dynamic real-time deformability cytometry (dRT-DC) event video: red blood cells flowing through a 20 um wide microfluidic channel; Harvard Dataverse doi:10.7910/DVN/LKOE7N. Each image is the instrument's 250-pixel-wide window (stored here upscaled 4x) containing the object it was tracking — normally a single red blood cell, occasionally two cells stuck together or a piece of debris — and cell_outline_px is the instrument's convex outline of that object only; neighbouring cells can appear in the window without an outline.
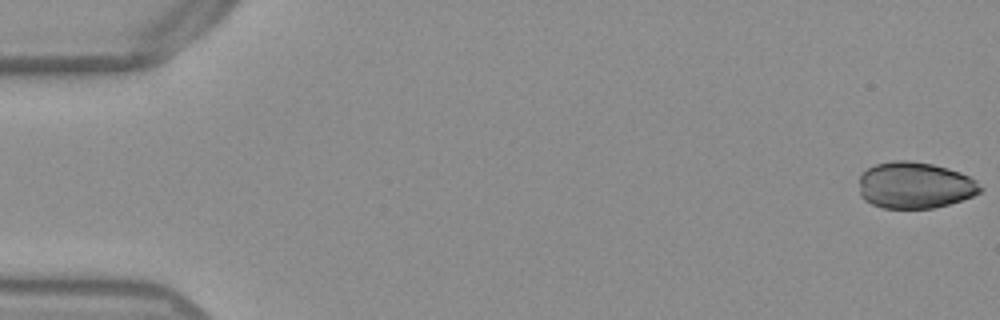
{"species": "Egyptian fruit bat (a non-hibernating species)", "species_latin": "Rousettus aegyptiacus", "temperature_condition": "warm", "stored_images_in_passage": 53, "camera_frame_rate_fps": 3000, "um_per_image_px": 0.085, "frame": {"image": 1, "passage_image": 1, "time_ms": 0.0, "image_size_px": [1000, 320], "cell_outline_px": [[984, 188], [980, 192], [972, 196], [948, 204], [932, 208], [884, 208], [872, 204], [864, 200], [860, 196], [860, 176], [868, 168], [876, 164], [892, 160], [908, 160], [932, 164], [948, 168], [960, 172], [976, 180]], "centroid_in_image_um": [77.77, 15.74], "position_along_channel_um": 7.2, "area_um2": 32.83}}
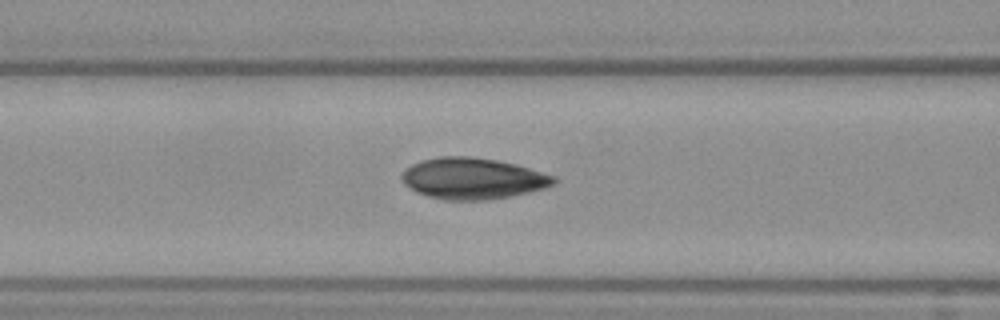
{"frame": {"image": 2, "passage_image": 22, "time_ms": 7.0, "image_size_px": [1000, 320], "cell_outline_px": [[560, 180], [556, 184], [544, 188], [528, 192], [488, 200], [444, 200], [428, 196], [416, 192], [404, 184], [400, 176], [412, 164], [420, 160], [440, 156], [468, 156], [496, 160], [516, 164], [556, 176]], "centroid_in_image_um": [40.2, 15.17], "position_along_channel_um": 126.4, "area_um2": 36.65}}
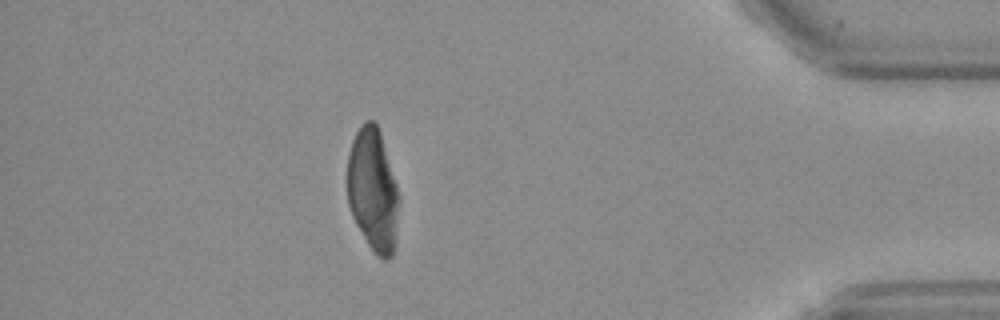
{"frame": {"image": 3, "passage_image": 47, "time_ms": 15.333, "image_size_px": [1000, 320], "cell_outline_px": [[400, 200], [396, 244], [392, 256], [388, 260], [384, 260], [376, 256], [368, 244], [356, 224], [352, 216], [348, 204], [348, 156], [352, 140], [360, 124], [364, 120], [372, 120], [376, 124], [380, 132], [396, 184]], "centroid_in_image_um": [31.71, 16.2], "position_along_channel_um": 403.5, "area_um2": 37.28}}